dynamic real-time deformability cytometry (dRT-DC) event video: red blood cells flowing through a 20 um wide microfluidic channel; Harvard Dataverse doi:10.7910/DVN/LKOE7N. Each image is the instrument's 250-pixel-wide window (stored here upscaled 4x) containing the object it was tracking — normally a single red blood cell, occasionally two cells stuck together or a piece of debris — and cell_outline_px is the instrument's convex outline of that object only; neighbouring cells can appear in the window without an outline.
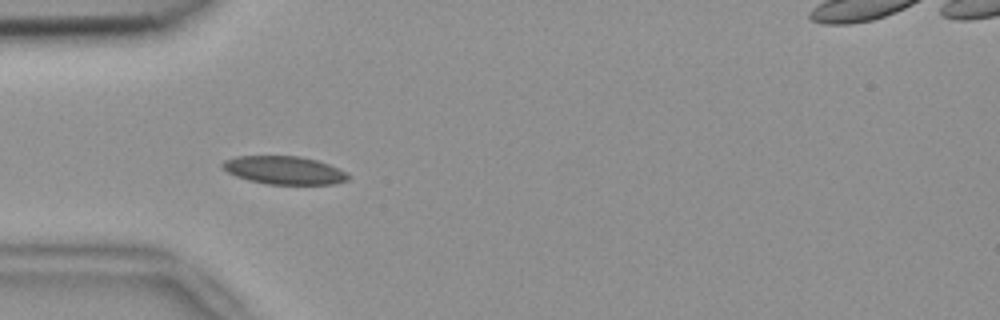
{"species": "common noctule bat (a hibernating species)", "species_latin": "Nyctalus noctula", "temperature_condition": "room temperature", "stored_images_in_passage": 39, "segment_of_instrument_passage": [1, 2], "camera_frame_rate_fps": 3000, "um_per_image_px": 0.085, "animal": {"sex": "female", "body_mass_g": 18.4}, "frame": {"image": 1, "passage_image": 1, "time_ms": 0.0, "image_size_px": [1000, 320], "cell_outline_px": [[348, 180], [336, 184], [264, 184], [248, 180], [236, 176], [220, 168], [220, 164], [224, 160], [236, 156], [300, 156], [316, 160], [328, 164], [348, 172]], "centroid_in_image_um": [24.13, 14.47], "position_along_channel_um": 60.9, "area_um2": 20.75}}
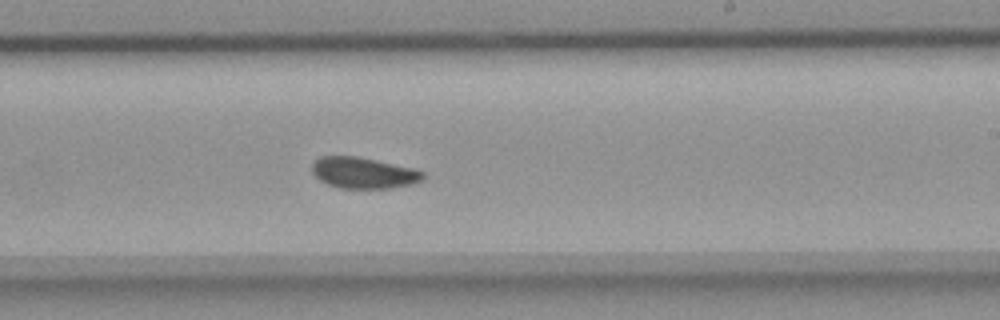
{"frame": {"image": 2, "passage_image": 17, "time_ms": 5.333, "image_size_px": [1000, 320], "cell_outline_px": [[424, 180], [412, 184], [392, 188], [340, 188], [328, 184], [320, 180], [312, 172], [312, 164], [320, 156], [356, 156], [416, 168], [424, 172]], "centroid_in_image_um": [30.94, 14.69], "position_along_channel_um": 258.1, "area_um2": 20.23}}
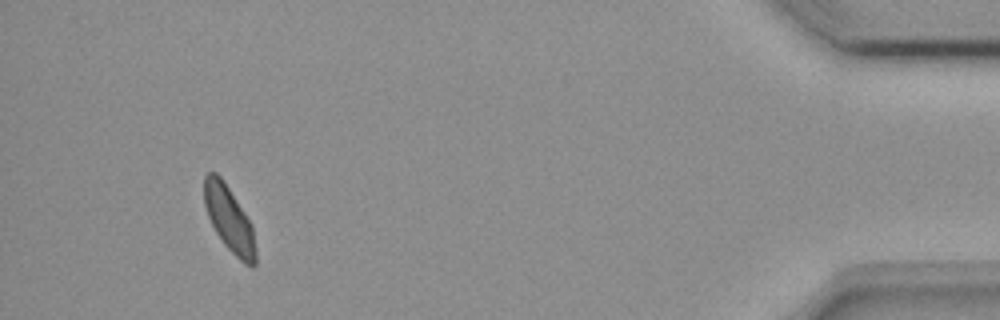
{"frame": {"image": 3, "passage_image": 35, "time_ms": 11.333, "image_size_px": [1000, 320], "cell_outline_px": [[256, 264], [252, 268], [244, 264], [224, 244], [216, 232], [208, 216], [204, 204], [204, 176], [208, 172], [216, 172], [224, 180], [252, 224], [256, 248]], "centroid_in_image_um": [19.5, 18.63], "position_along_channel_um": 415.7, "area_um2": 19.71}}